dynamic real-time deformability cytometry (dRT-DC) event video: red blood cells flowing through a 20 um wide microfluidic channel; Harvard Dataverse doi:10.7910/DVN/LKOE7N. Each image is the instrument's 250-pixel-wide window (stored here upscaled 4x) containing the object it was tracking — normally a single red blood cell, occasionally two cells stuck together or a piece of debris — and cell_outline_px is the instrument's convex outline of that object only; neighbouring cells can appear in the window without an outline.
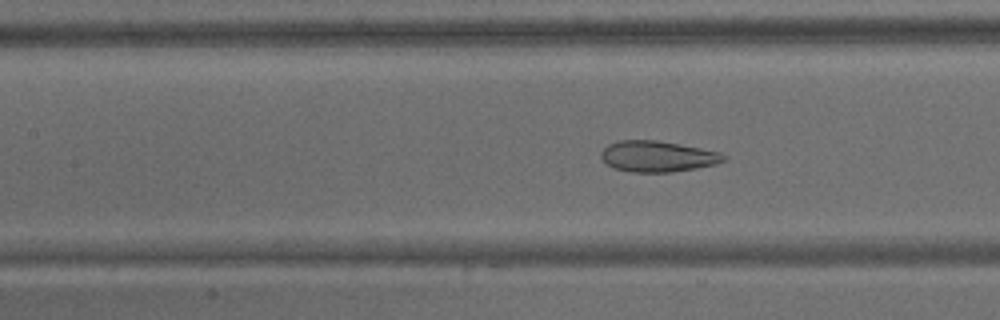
{"species": "common noctule bat (a hibernating species)", "species_latin": "Nyctalus noctula", "temperature_condition": "warm", "stored_images_in_passage": 53, "camera_frame_rate_fps": 3000, "um_per_image_px": 0.085, "animal": {"sex": "male", "body_mass_g": 15.6}, "frame": {"image": 1, "passage_image": 16, "time_ms": 5.0, "image_size_px": [1000, 320], "cell_outline_px": [[728, 156], [724, 160], [716, 164], [696, 168], [672, 172], [632, 172], [612, 168], [600, 156], [600, 152], [608, 144], [620, 140], [656, 140], [700, 148], [720, 152]], "centroid_in_image_um": [55.88, 13.29], "position_along_channel_um": 151.5, "area_um2": 22.08}}
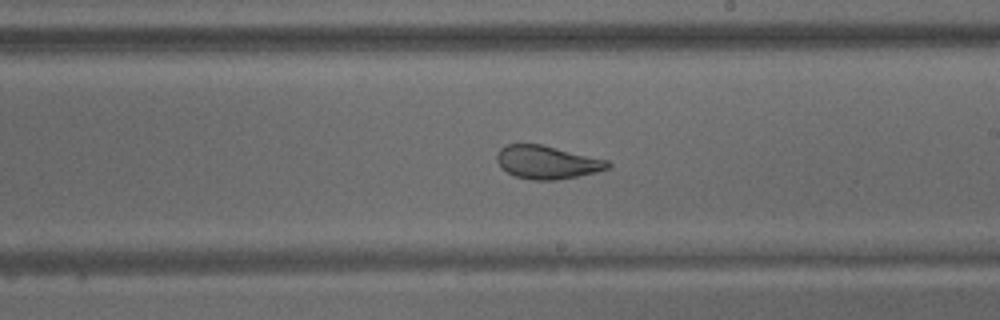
{"frame": {"image": 2, "passage_image": 25, "time_ms": 8.0, "image_size_px": [1000, 320], "cell_outline_px": [[612, 164], [608, 168], [596, 172], [556, 180], [532, 180], [516, 176], [508, 172], [496, 160], [496, 156], [500, 148], [508, 144], [540, 144], [608, 160]], "centroid_in_image_um": [46.51, 13.79], "position_along_channel_um": 242.5, "area_um2": 21.15}}
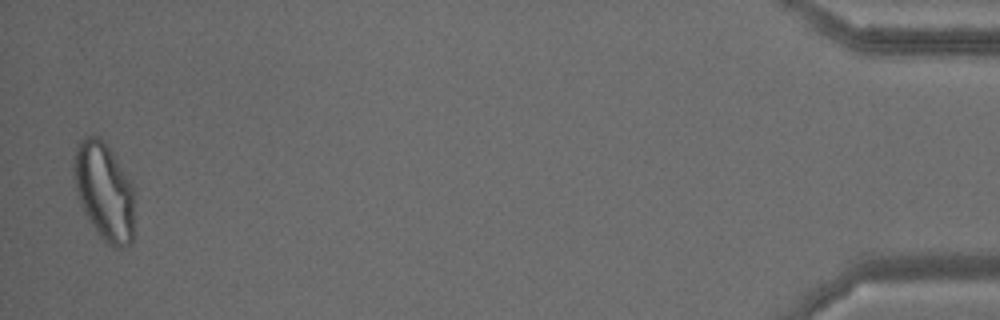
{"frame": {"image": 3, "passage_image": 52, "time_ms": 17.0, "image_size_px": [1000, 320], "cell_outline_px": [[132, 240], [128, 244], [120, 248], [112, 248], [104, 244], [88, 220], [80, 204], [72, 176], [72, 164], [76, 148], [80, 140], [84, 136], [100, 136], [104, 140], [112, 152], [132, 184]], "centroid_in_image_um": [8.8, 16.27], "position_along_channel_um": 426.4, "area_um2": 34.74}, "authors_computed_cell_mechanics": {"area_um2": 25.721, "velocity_mm_per_s": 3.0465, "shape_relaxation_time_tau1_ms": null, "shape_relaxation_time_tau2_ms": 1.4431, "deformation_change_tau1": null, "deformation_change_tau2": 0.0846}}